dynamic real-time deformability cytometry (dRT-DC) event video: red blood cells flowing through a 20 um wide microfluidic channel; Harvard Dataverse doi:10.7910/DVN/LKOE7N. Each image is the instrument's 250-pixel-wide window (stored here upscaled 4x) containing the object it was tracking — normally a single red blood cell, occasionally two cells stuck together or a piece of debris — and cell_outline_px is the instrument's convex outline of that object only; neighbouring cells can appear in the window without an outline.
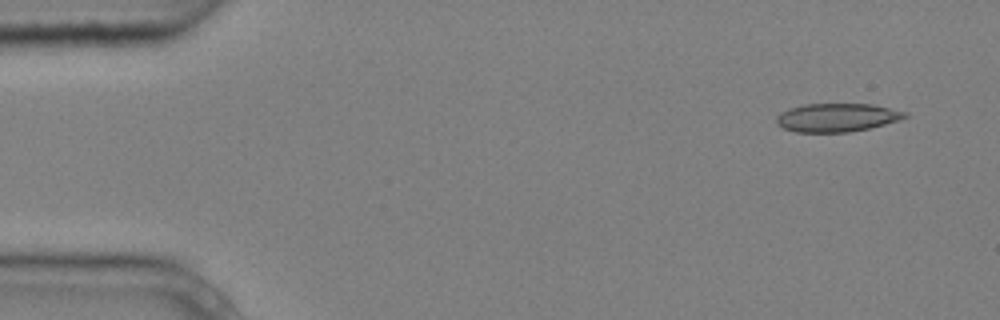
{"species": "common noctule bat (a hibernating species)", "species_latin": "Nyctalus noctula", "temperature_condition": "cold", "stored_images_in_passage": 3, "camera_frame_rate_fps": 3000, "um_per_image_px": 0.085, "animal": {"sex": "male", "body_mass_g": 20.4}, "frame": {"image": 1, "passage_image": 1, "time_ms": 0.0, "image_size_px": [1000, 320], "cell_outline_px": [[908, 116], [900, 120], [868, 128], [848, 132], [796, 132], [784, 128], [776, 124], [776, 116], [780, 112], [788, 108], [804, 104], [872, 104], [908, 112]], "centroid_in_image_um": [71.12, 9.98], "position_along_channel_um": 13.9, "area_um2": 21.33}}